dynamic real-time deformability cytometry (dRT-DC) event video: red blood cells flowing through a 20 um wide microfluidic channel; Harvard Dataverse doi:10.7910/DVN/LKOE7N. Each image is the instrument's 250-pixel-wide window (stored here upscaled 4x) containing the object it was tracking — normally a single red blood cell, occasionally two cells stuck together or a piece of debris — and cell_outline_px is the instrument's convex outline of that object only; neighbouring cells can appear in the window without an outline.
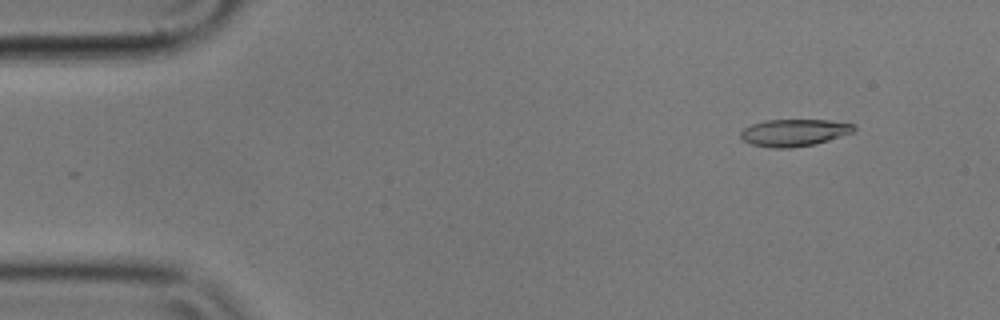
{"species": "common noctule bat (a hibernating species)", "species_latin": "Nyctalus noctula", "temperature_condition": "cold", "stored_images_in_passage": 51, "camera_frame_rate_fps": 3000, "um_per_image_px": 0.085, "animal": {"sex": "male", "body_mass_g": 17.9}, "frame": {"image": 1, "passage_image": 1, "time_ms": 0.0, "image_size_px": [1000, 320], "cell_outline_px": [[856, 128], [852, 132], [828, 140], [812, 144], [792, 148], [772, 148], [752, 144], [744, 140], [740, 136], [740, 132], [744, 128], [752, 124], [764, 120], [828, 120], [856, 124]], "centroid_in_image_um": [67.49, 11.26], "position_along_channel_um": 17.5, "area_um2": 17.74}}
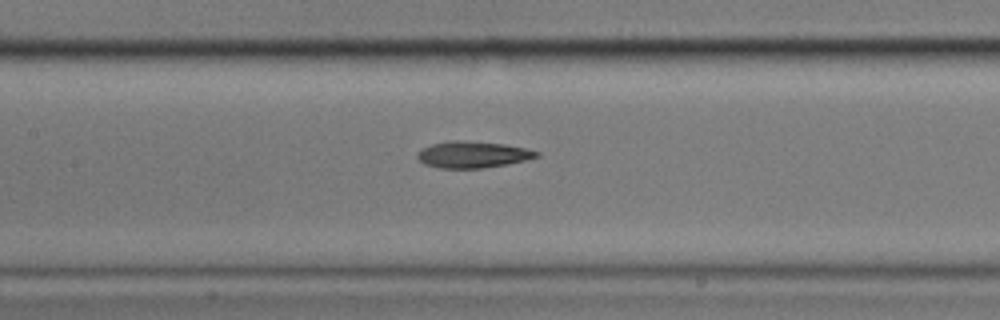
{"frame": {"image": 2, "passage_image": 21, "time_ms": 6.667, "image_size_px": [1000, 320], "cell_outline_px": [[540, 156], [508, 164], [480, 168], [440, 168], [424, 164], [416, 156], [416, 152], [420, 148], [432, 144], [452, 140], [464, 140], [504, 144], [524, 148], [540, 152]], "centroid_in_image_um": [40.14, 13.13], "position_along_channel_um": 167.3, "area_um2": 18.44}}
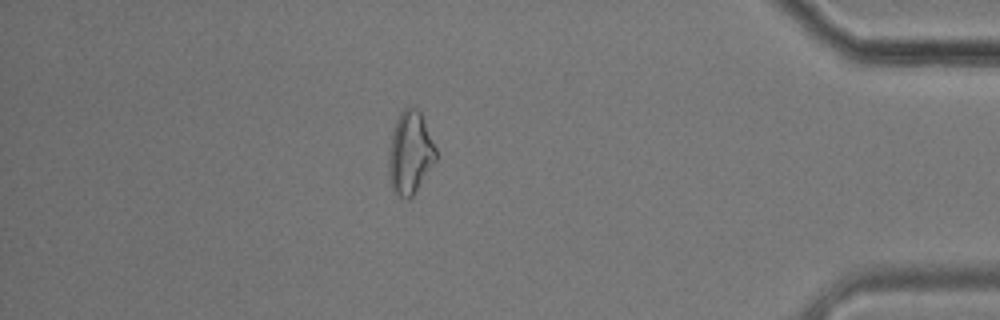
{"frame": {"image": 3, "passage_image": 44, "time_ms": 14.333, "image_size_px": [1000, 320], "cell_outline_px": [[436, 160], [412, 196], [408, 200], [396, 196], [392, 188], [388, 176], [388, 152], [392, 132], [396, 120], [400, 112], [404, 108], [416, 108], [420, 112], [436, 148]], "centroid_in_image_um": [34.83, 13.02], "position_along_channel_um": 400.4, "area_um2": 22.72}, "authors_computed_cell_mechanics": {"area_um2": 18.8428, "velocity_mm_per_s": 3.5599, "shape_relaxation_time_tau1_ms": 9.3573, "shape_relaxation_time_tau2_ms": 4.6791, "deformation_change_tau1": 0.2115, "deformation_change_tau2": 0.127}}